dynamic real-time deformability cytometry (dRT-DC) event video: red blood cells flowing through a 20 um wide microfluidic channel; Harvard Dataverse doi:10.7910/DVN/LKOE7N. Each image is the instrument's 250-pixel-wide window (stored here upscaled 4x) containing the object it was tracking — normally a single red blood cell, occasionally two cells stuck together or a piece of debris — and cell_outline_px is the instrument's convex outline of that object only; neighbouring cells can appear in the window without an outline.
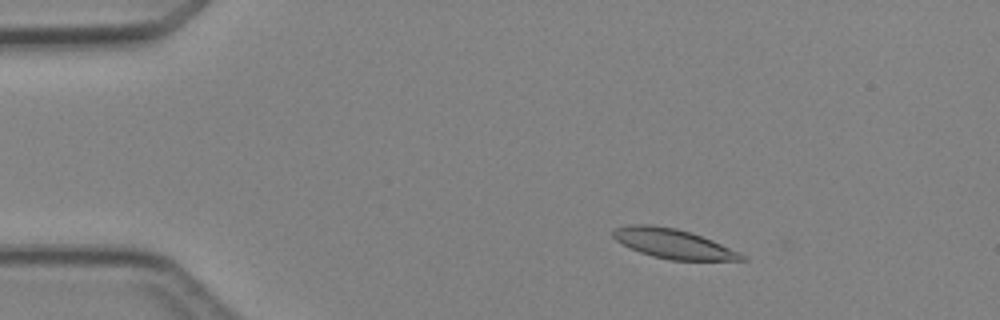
{"species": "Egyptian fruit bat (a non-hibernating species)", "species_latin": "Rousettus aegyptiacus", "temperature_condition": "cold", "stored_images_in_passage": 7, "camera_frame_rate_fps": 3000, "um_per_image_px": 0.085, "animal": {"sex": "female"}, "frame": {"image": 1, "passage_image": 3, "time_ms": 2.333, "image_size_px": [1000, 320], "cell_outline_px": [[748, 260], [672, 260], [652, 256], [640, 252], [616, 240], [612, 236], [612, 232], [616, 228], [628, 224], [648, 224], [676, 228], [712, 240], [740, 252]], "centroid_in_image_um": [57.21, 20.71], "position_along_channel_um": 27.8, "area_um2": 21.85}}
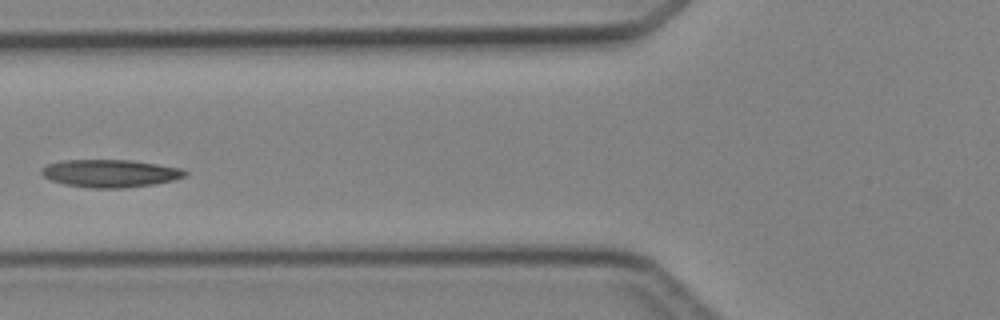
{"frame": {"image": 2, "passage_image": 6, "time_ms": 6.0, "image_size_px": [1000, 320], "cell_outline_px": [[188, 176], [172, 180], [152, 184], [124, 188], [92, 188], [64, 184], [52, 180], [44, 176], [40, 172], [48, 164], [64, 160], [132, 160], [180, 168], [188, 172]], "centroid_in_image_um": [9.39, 14.73], "position_along_channel_um": 116.4, "area_um2": 22.95}}
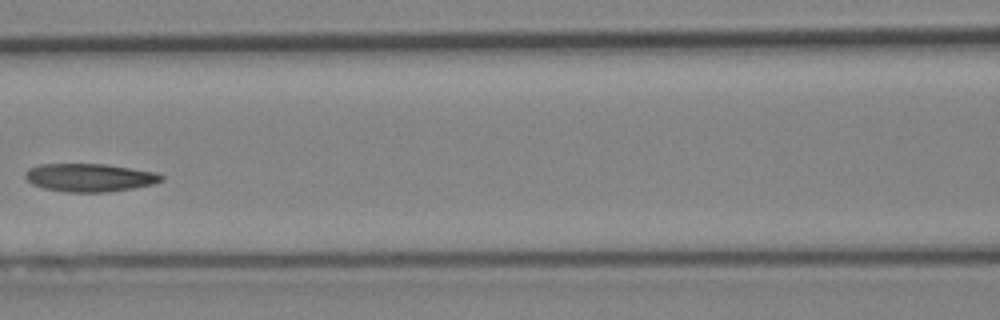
{"frame": {"image": 3, "passage_image": 7, "time_ms": 7.0, "image_size_px": [1000, 320], "cell_outline_px": [[164, 180], [152, 184], [132, 188], [108, 192], [64, 192], [44, 188], [32, 184], [24, 176], [24, 172], [28, 168], [40, 164], [104, 164], [156, 172], [164, 176]], "centroid_in_image_um": [7.6, 15.09], "position_along_channel_um": 159.0, "area_um2": 22.31}}